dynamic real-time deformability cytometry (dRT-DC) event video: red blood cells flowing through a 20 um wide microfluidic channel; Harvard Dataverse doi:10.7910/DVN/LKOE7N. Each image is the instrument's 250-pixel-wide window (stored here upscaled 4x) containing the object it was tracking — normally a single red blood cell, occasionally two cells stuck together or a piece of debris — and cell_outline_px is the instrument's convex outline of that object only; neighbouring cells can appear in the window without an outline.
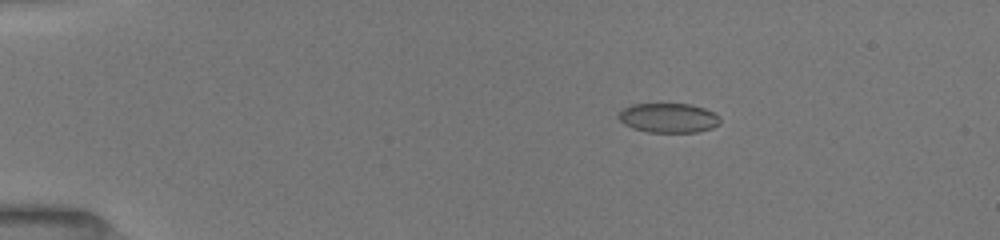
{"species": "common noctule bat (a hibernating species)", "species_latin": "Nyctalus noctula", "temperature_condition": "room temperature", "stored_images_in_passage": 15, "camera_frame_rate_fps": 3000, "um_per_image_px": 0.085, "animal": {"sex": "female", "body_mass_g": 19.5, "forearm_length_mm": 54.1}, "frame": {"image": 1, "passage_image": 4, "time_ms": 2.667, "image_size_px": [1000, 240], "cell_outline_px": [[720, 124], [712, 128], [696, 132], [648, 132], [632, 128], [624, 124], [616, 116], [616, 112], [620, 108], [632, 104], [692, 104], [704, 108], [720, 116]], "centroid_in_image_um": [56.77, 10.01], "position_along_channel_um": 28.2, "area_um2": 17.74}}
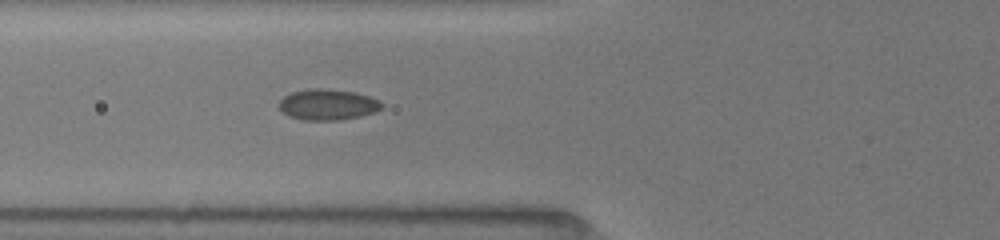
{"frame": {"image": 2, "passage_image": 12, "time_ms": 6.333, "image_size_px": [1000, 240], "cell_outline_px": [[384, 108], [360, 116], [340, 120], [304, 120], [288, 116], [280, 108], [280, 100], [284, 96], [292, 92], [312, 88], [320, 88], [356, 92], [380, 100], [384, 104]], "centroid_in_image_um": [27.88, 8.89], "position_along_channel_um": 97.9, "area_um2": 18.44}}
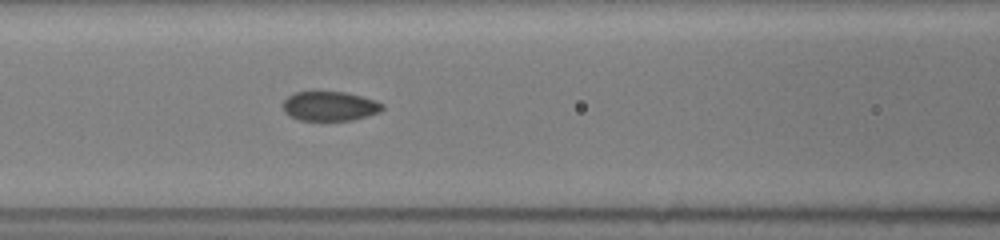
{"frame": {"image": 3, "passage_image": 15, "time_ms": 7.333, "image_size_px": [1000, 240], "cell_outline_px": [[384, 108], [380, 112], [368, 116], [352, 120], [300, 120], [288, 116], [284, 112], [280, 104], [288, 96], [296, 92], [344, 92], [376, 100], [384, 104]], "centroid_in_image_um": [28.01, 9.03], "position_along_channel_um": 138.6, "area_um2": 17.22}}